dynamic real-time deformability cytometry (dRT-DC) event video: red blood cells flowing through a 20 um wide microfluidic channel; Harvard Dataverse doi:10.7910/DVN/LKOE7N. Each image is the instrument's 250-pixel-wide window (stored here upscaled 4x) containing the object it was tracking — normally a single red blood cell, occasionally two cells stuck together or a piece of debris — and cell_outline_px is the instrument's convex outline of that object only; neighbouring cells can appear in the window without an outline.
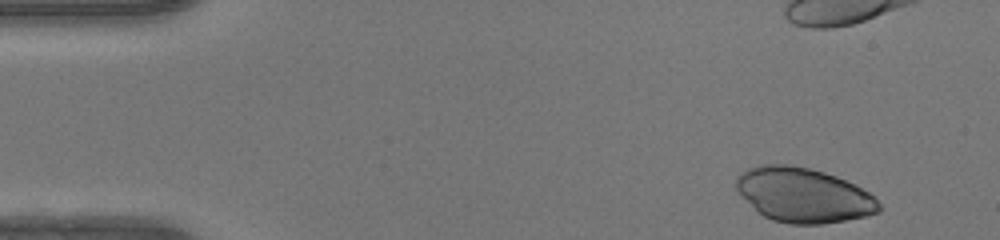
{"species": "human", "species_latin": "Homo sapiens", "temperature_condition": "warm", "stored_images_in_passage": 35, "camera_frame_rate_fps": 3000, "um_per_image_px": 0.085, "donor": {"sex": "female"}, "frame": {"image": 1, "passage_image": 1, "time_ms": 0.0, "image_size_px": [1000, 240], "cell_outline_px": [[880, 212], [864, 216], [844, 220], [820, 224], [792, 224], [772, 220], [764, 216], [736, 188], [736, 176], [748, 168], [760, 164], [788, 164], [808, 168], [824, 172], [836, 176], [856, 184], [868, 192], [880, 204]], "centroid_in_image_um": [68.31, 16.56], "position_along_channel_um": 16.7, "area_um2": 44.91}}
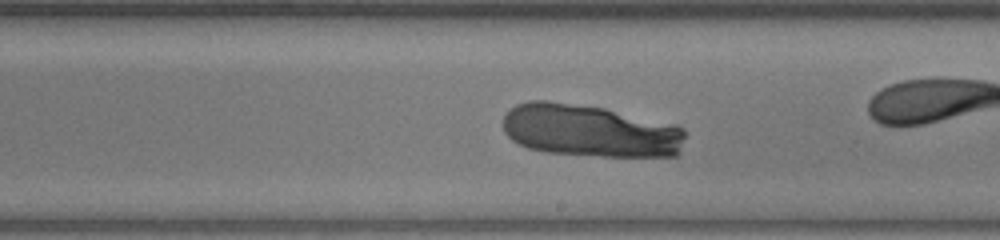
{"frame": {"image": 2, "passage_image": 25, "time_ms": 8.0, "image_size_px": [1000, 240], "cell_outline_px": [[684, 136], [680, 152], [676, 156], [600, 156], [544, 152], [528, 148], [512, 140], [504, 132], [504, 112], [516, 104], [528, 100], [548, 100], [604, 108], [676, 124], [684, 128]], "centroid_in_image_um": [50.12, 11.1], "position_along_channel_um": 238.9, "area_um2": 56.07}}
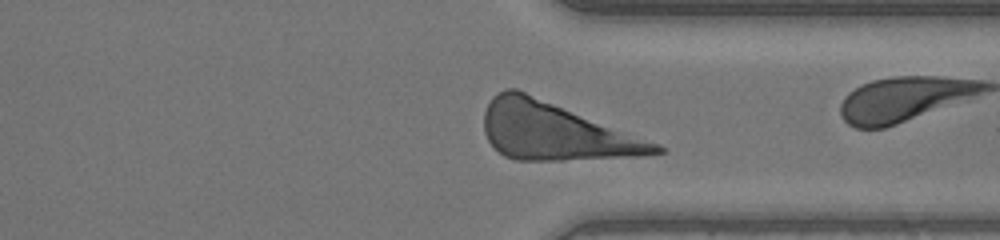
{"frame": {"image": 3, "passage_image": 34, "time_ms": 11.0, "image_size_px": [1000, 240], "cell_outline_px": [[664, 152], [644, 156], [564, 160], [516, 160], [504, 156], [488, 140], [484, 132], [484, 112], [492, 96], [496, 92], [504, 88], [516, 88], [660, 144], [664, 148]], "centroid_in_image_um": [47.18, 11.16], "position_along_channel_um": 364.2, "area_um2": 57.34}}